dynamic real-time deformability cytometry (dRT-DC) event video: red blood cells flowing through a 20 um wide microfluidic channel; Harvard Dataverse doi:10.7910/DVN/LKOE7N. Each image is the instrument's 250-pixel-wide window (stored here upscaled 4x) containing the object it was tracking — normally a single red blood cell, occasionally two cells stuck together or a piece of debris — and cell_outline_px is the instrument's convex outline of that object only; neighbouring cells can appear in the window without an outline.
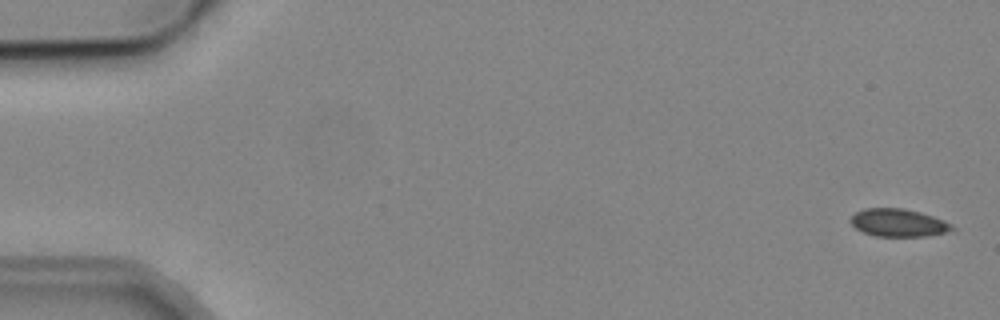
{"species": "common noctule bat (a hibernating species)", "species_latin": "Nyctalus noctula", "temperature_condition": "cold", "stored_images_in_passage": 6, "camera_frame_rate_fps": 3000, "um_per_image_px": 0.085, "animal": {"sex": "male", "body_mass_g": 19.2, "forearm_length_mm": 51.8}, "frame": {"image": 1, "passage_image": 1, "time_ms": 0.0, "image_size_px": [1000, 320], "cell_outline_px": [[956, 232], [928, 236], [876, 236], [864, 232], [856, 228], [852, 224], [852, 216], [856, 212], [864, 208], [904, 208], [920, 212], [944, 220], [952, 224], [956, 228]], "centroid_in_image_um": [76.47, 18.94], "position_along_channel_um": 8.5, "area_um2": 16.59}}